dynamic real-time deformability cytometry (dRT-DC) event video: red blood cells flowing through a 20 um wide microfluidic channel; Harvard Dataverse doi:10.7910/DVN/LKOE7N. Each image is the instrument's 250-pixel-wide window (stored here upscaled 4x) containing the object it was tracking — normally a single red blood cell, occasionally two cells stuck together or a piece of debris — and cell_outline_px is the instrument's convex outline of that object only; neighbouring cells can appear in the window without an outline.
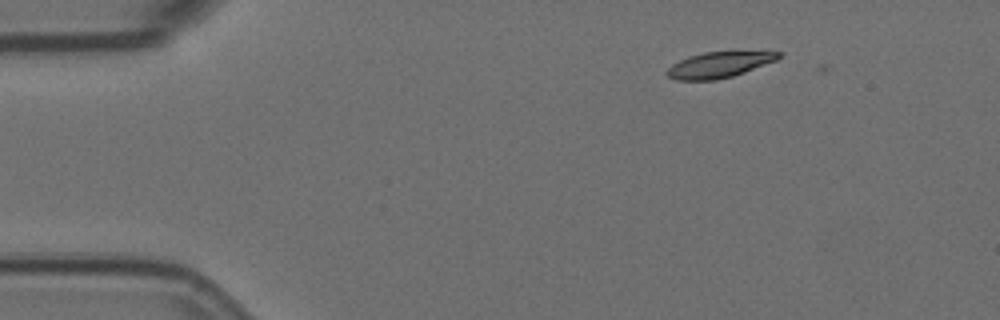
{"species": "Egyptian fruit bat (a non-hibernating species)", "species_latin": "Rousettus aegyptiacus", "temperature_condition": "room temperature", "stored_images_in_passage": 6, "camera_frame_rate_fps": 3000, "um_per_image_px": 0.085, "animal": {"sex": "female"}, "frame": {"image": 1, "passage_image": 1, "time_ms": 0.0, "image_size_px": [1000, 320], "cell_outline_px": [[780, 56], [776, 60], [744, 72], [732, 76], [716, 80], [676, 80], [668, 76], [664, 72], [672, 64], [688, 56], [704, 52], [780, 52]], "centroid_in_image_um": [61.04, 5.52], "position_along_channel_um": 24.0, "area_um2": 16.47}}